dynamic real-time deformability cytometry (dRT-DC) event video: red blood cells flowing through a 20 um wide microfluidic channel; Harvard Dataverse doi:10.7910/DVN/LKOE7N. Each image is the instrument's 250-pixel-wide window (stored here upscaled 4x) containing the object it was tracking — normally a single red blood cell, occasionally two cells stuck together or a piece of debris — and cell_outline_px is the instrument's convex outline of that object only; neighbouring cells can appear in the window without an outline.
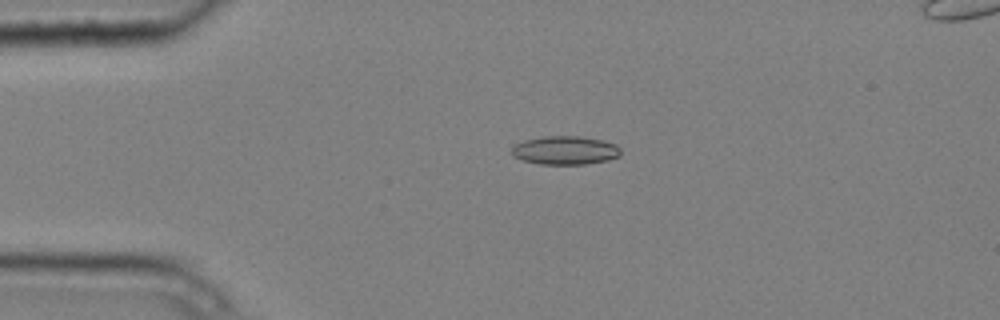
{"species": "common noctule bat (a hibernating species)", "species_latin": "Nyctalus noctula", "temperature_condition": "cold", "stored_images_in_passage": 5, "camera_frame_rate_fps": 3000, "um_per_image_px": 0.085, "animal": {"sex": "male", "body_mass_g": 20.4}, "frame": {"image": 1, "passage_image": 3, "time_ms": 0.667, "image_size_px": [1000, 320], "cell_outline_px": [[620, 156], [608, 160], [584, 164], [540, 164], [524, 160], [512, 156], [512, 144], [524, 140], [544, 136], [580, 136], [604, 140], [616, 144], [620, 148]], "centroid_in_image_um": [48.03, 12.77], "position_along_channel_um": 37.0, "area_um2": 18.26}}